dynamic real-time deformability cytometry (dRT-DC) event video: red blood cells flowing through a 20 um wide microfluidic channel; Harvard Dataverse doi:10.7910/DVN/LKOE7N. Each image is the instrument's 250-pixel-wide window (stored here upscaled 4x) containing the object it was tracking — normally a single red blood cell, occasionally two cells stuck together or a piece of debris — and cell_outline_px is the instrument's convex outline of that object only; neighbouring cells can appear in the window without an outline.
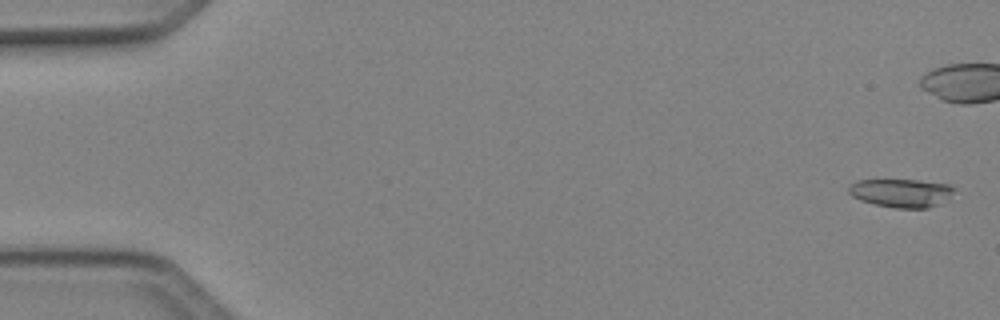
{"species": "Egyptian fruit bat (a non-hibernating species)", "species_latin": "Rousettus aegyptiacus", "temperature_condition": "cold", "stored_images_in_passage": 51, "camera_frame_rate_fps": 3000, "um_per_image_px": 0.085, "animal": {"sex": "female"}, "frame": {"image": 1, "passage_image": 2, "time_ms": 0.333, "image_size_px": [1000, 320], "cell_outline_px": [[956, 188], [940, 204], [928, 208], [896, 208], [876, 204], [860, 200], [852, 196], [848, 192], [848, 184], [856, 180], [916, 180], [948, 184]], "centroid_in_image_um": [76.56, 16.39], "position_along_channel_um": 8.4, "area_um2": 17.4}}
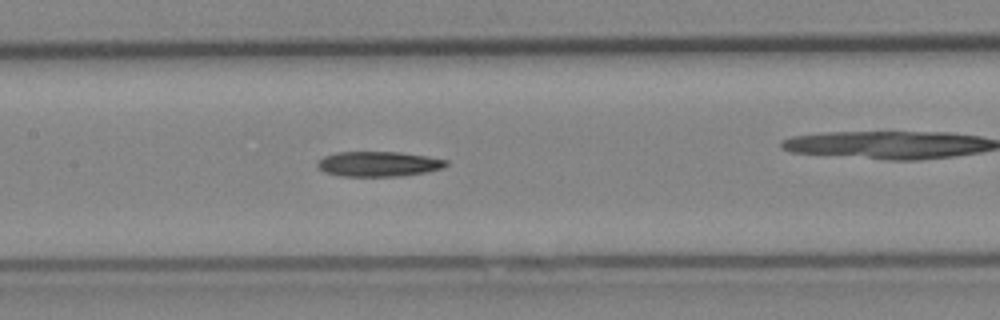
{"frame": {"image": 2, "passage_image": 25, "time_ms": 8.0, "image_size_px": [1000, 320], "cell_outline_px": [[448, 164], [440, 168], [424, 172], [400, 176], [340, 176], [324, 172], [316, 164], [324, 156], [336, 152], [400, 152], [428, 156], [448, 160]], "centroid_in_image_um": [32.16, 13.93], "position_along_channel_um": 175.2, "area_um2": 18.67}}
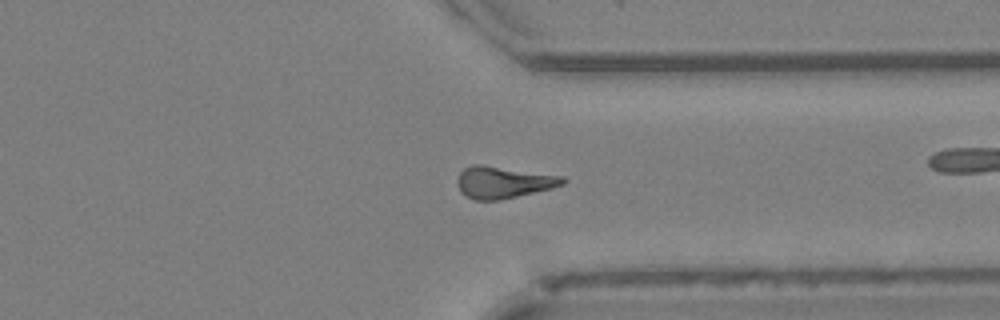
{"frame": {"image": 3, "passage_image": 39, "time_ms": 12.667, "image_size_px": [1000, 320], "cell_outline_px": [[568, 180], [564, 184], [552, 188], [516, 196], [496, 200], [472, 200], [460, 192], [456, 180], [460, 172], [464, 168], [472, 164], [484, 164], [564, 176]], "centroid_in_image_um": [42.77, 15.47], "position_along_channel_um": 368.6, "area_um2": 19.77}}